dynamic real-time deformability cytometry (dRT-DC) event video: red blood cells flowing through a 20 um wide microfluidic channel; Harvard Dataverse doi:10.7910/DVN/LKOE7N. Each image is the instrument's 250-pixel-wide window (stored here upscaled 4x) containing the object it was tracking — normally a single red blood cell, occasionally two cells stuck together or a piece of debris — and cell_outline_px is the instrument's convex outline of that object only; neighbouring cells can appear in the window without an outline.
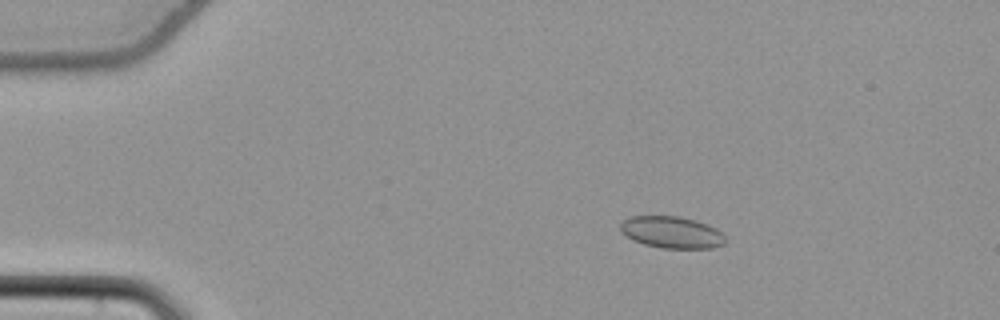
{"species": "common noctule bat (a hibernating species)", "species_latin": "Nyctalus noctula", "temperature_condition": "cold", "stored_images_in_passage": 56, "camera_frame_rate_fps": 3000, "um_per_image_px": 0.085, "animal": {"sex": "female", "body_mass_g": 22.7, "forearm_length_mm": 54.2}, "frame": {"image": 1, "passage_image": 11, "time_ms": 3.333, "image_size_px": [1000, 320], "cell_outline_px": [[724, 244], [712, 248], [660, 248], [644, 244], [632, 240], [620, 228], [620, 224], [624, 220], [632, 216], [680, 216], [696, 220], [708, 224], [716, 228], [724, 236]], "centroid_in_image_um": [57.11, 19.74], "position_along_channel_um": 27.9, "area_um2": 19.36}}
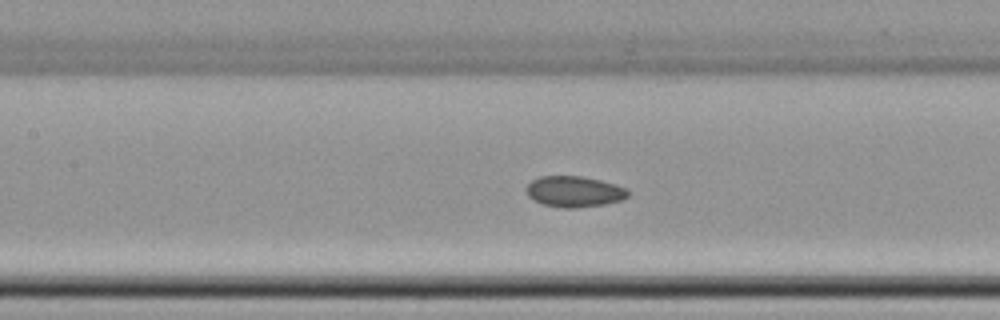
{"frame": {"image": 2, "passage_image": 27, "time_ms": 8.667, "image_size_px": [1000, 320], "cell_outline_px": [[632, 192], [628, 196], [620, 200], [604, 204], [576, 208], [564, 208], [544, 204], [528, 196], [528, 184], [532, 180], [540, 176], [584, 176], [616, 184], [628, 188]], "centroid_in_image_um": [48.88, 16.27], "position_along_channel_um": 158.5, "area_um2": 18.26}}
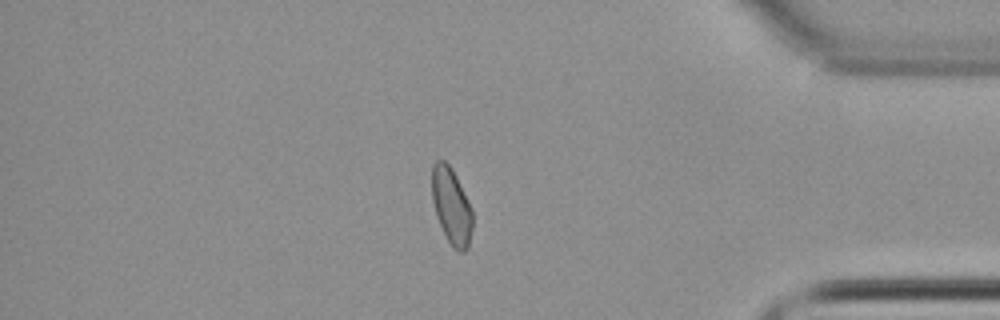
{"frame": {"image": 3, "passage_image": 48, "time_ms": 15.667, "image_size_px": [1000, 320], "cell_outline_px": [[472, 228], [468, 248], [464, 252], [456, 252], [452, 248], [436, 216], [432, 200], [432, 164], [436, 160], [444, 160], [452, 168], [472, 208]], "centroid_in_image_um": [38.37, 17.53], "position_along_channel_um": 396.8, "area_um2": 18.15}, "authors_computed_cell_mechanics": {"area_um2": 18.5538, "velocity_mm_per_s": 3.833, "shape_relaxation_time_tau1_ms": null, "shape_relaxation_time_tau2_ms": 4.5483, "deformation_change_tau1": null, "deformation_change_tau2": 0.0832}}